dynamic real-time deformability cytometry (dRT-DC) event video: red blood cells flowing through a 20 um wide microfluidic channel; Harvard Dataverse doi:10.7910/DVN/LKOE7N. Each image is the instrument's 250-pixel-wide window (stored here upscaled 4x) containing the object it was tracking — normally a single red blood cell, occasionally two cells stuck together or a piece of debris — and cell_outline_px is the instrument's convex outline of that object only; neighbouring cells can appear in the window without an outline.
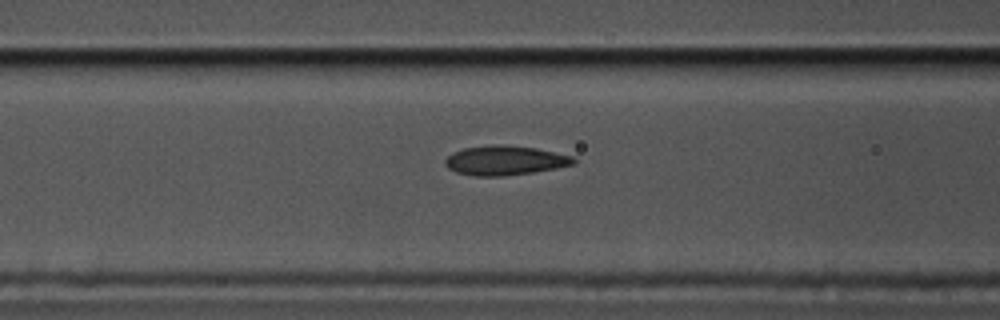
{"species": "common noctule bat (a hibernating species)", "species_latin": "Nyctalus noctula", "temperature_condition": "cold", "stored_images_in_passage": 45, "camera_frame_rate_fps": 3000, "um_per_image_px": 0.085, "animal": {"sex": "male", "body_mass_g": 17.5, "forearm_length_mm": 52.3}, "frame": {"image": 1, "passage_image": 11, "time_ms": 3.333, "image_size_px": [1000, 320], "cell_outline_px": [[576, 164], [556, 168], [532, 172], [504, 176], [472, 176], [456, 172], [448, 168], [444, 164], [444, 160], [452, 152], [464, 148], [492, 144], [536, 148], [572, 156], [576, 160]], "centroid_in_image_um": [42.89, 13.64], "position_along_channel_um": 123.7, "area_um2": 22.02}}
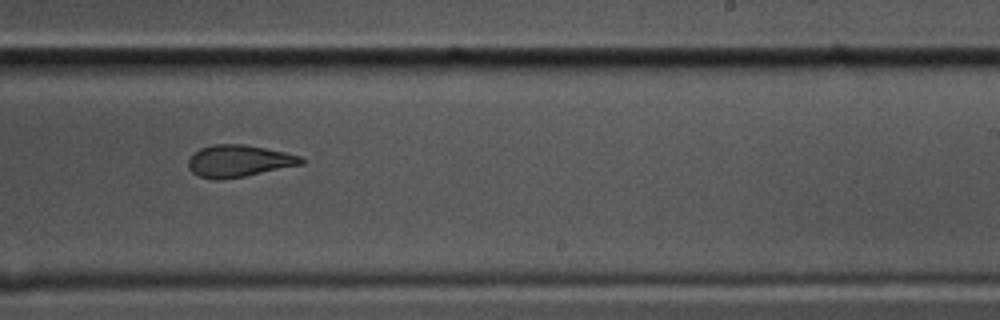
{"frame": {"image": 2, "passage_image": 24, "time_ms": 7.667, "image_size_px": [1000, 320], "cell_outline_px": [[304, 164], [244, 176], [220, 180], [216, 180], [200, 176], [192, 172], [188, 168], [188, 160], [192, 152], [200, 148], [212, 144], [244, 144], [284, 152], [300, 156], [304, 160]], "centroid_in_image_um": [20.26, 13.68], "position_along_channel_um": 268.7, "area_um2": 21.04}}
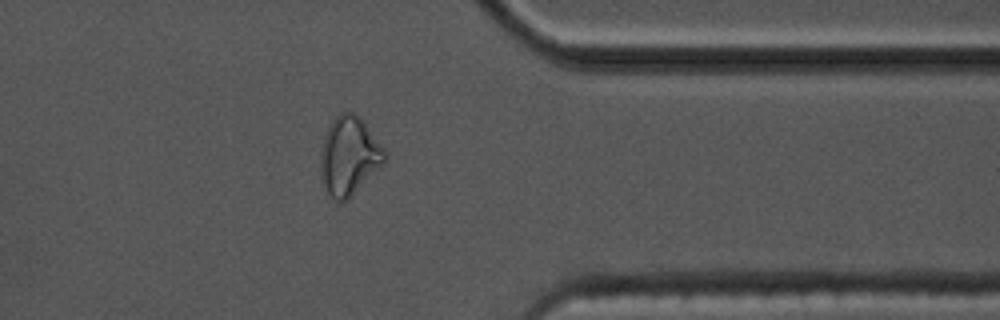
{"frame": {"image": 3, "passage_image": 35, "time_ms": 11.333, "image_size_px": [1000, 320], "cell_outline_px": [[388, 156], [384, 164], [344, 200], [336, 200], [328, 196], [320, 180], [320, 148], [324, 136], [332, 120], [340, 112], [352, 112], [360, 116], [364, 120], [384, 148]], "centroid_in_image_um": [29.65, 13.21], "position_along_channel_um": 381.7, "area_um2": 29.42}, "authors_computed_cell_mechanics": {"area_um2": 21.964, "velocity_mm_per_s": 3.3516, "shape_relaxation_time_tau1_ms": 11.0816, "shape_relaxation_time_tau2_ms": 3.0577, "deformation_change_tau1": 0.2303, "deformation_change_tau2": 0.0833}}